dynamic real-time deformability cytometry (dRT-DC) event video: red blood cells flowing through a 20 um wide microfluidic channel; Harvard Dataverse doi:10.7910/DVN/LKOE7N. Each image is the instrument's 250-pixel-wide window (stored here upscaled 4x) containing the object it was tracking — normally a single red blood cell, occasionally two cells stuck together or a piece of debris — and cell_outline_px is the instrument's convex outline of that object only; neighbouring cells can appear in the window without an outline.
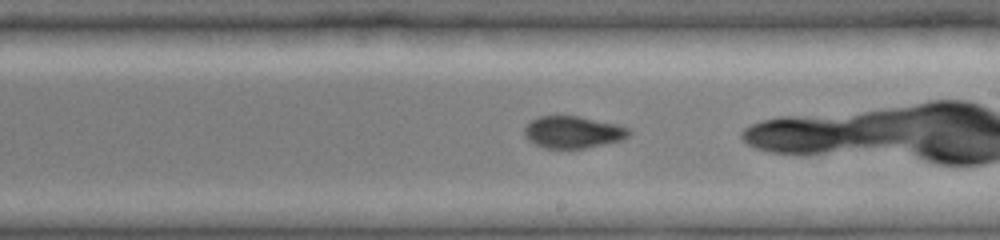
{"species": "common noctule bat (a hibernating species)", "species_latin": "Nyctalus noctula", "temperature_condition": "cold", "stored_images_in_passage": 39, "camera_frame_rate_fps": 3000, "um_per_image_px": 0.085, "animal": {"sex": "female", "body_mass_g": 19.0, "forearm_length_mm": 51.5}, "frame": {"image": 1, "passage_image": 21, "time_ms": 7.0, "image_size_px": [1000, 240], "cell_outline_px": [[632, 132], [624, 140], [584, 148], [544, 148], [528, 140], [524, 136], [524, 128], [532, 120], [540, 116], [580, 116], [616, 124], [632, 128]], "centroid_in_image_um": [48.74, 11.23], "position_along_channel_um": 240.3, "area_um2": 19.59}}
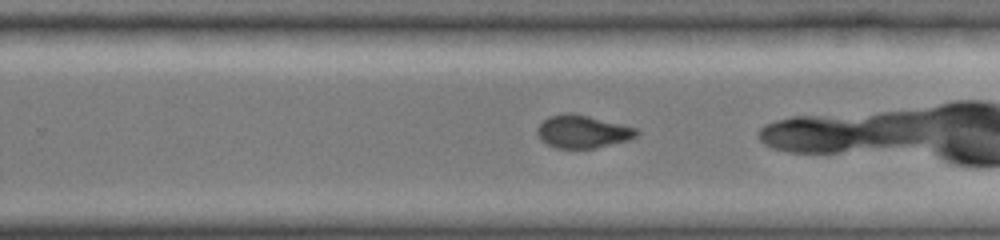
{"frame": {"image": 2, "passage_image": 25, "time_ms": 8.0, "image_size_px": [1000, 240], "cell_outline_px": [[640, 132], [636, 136], [628, 140], [596, 148], [556, 148], [540, 140], [536, 132], [536, 128], [548, 116], [568, 112], [572, 112], [636, 128]], "centroid_in_image_um": [49.49, 11.18], "position_along_channel_um": 280.3, "area_um2": 18.96}}
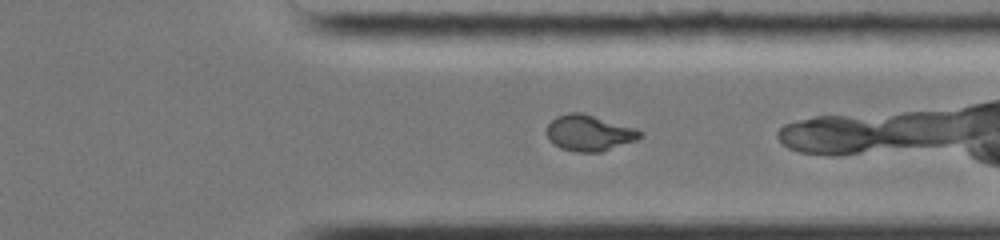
{"frame": {"image": 3, "passage_image": 34, "time_ms": 10.0, "image_size_px": [1000, 240], "cell_outline_px": [[644, 136], [636, 140], [600, 152], [576, 152], [560, 148], [548, 140], [544, 132], [548, 124], [556, 116], [568, 112], [580, 112], [636, 128]], "centroid_in_image_um": [50.02, 11.3], "position_along_channel_um": 361.4, "area_um2": 19.65}}